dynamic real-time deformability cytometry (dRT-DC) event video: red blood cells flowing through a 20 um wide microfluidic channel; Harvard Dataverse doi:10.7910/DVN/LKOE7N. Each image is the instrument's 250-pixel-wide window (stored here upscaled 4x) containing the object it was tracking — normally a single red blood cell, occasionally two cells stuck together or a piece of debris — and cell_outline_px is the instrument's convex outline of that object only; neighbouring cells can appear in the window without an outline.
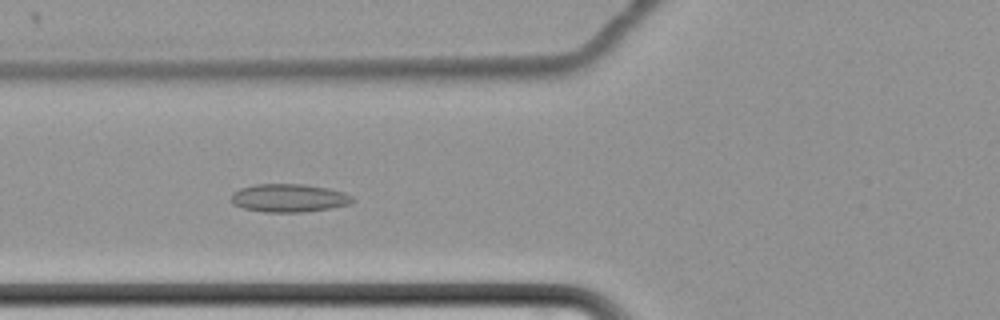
{"species": "common noctule bat (a hibernating species)", "species_latin": "Nyctalus noctula", "temperature_condition": "cold", "stored_images_in_passage": 67, "camera_frame_rate_fps": 3000, "um_per_image_px": 0.085, "animal": {"sex": "female", "body_mass_g": 22.7, "forearm_length_mm": 54.2}, "frame": {"image": 1, "passage_image": 30, "time_ms": 9.667, "image_size_px": [1000, 320], "cell_outline_px": [[356, 200], [348, 204], [328, 208], [304, 212], [264, 212], [244, 208], [232, 204], [232, 192], [240, 188], [256, 184], [304, 184], [328, 188], [344, 192], [352, 196]], "centroid_in_image_um": [24.55, 16.82], "position_along_channel_um": 101.2, "area_um2": 19.88}}
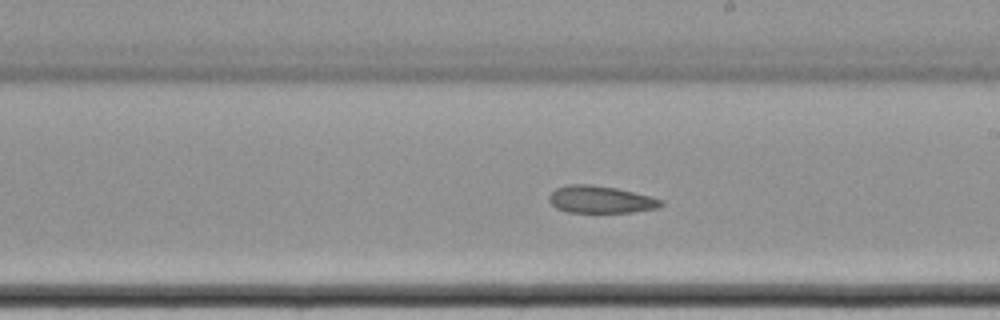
{"frame": {"image": 2, "passage_image": 42, "time_ms": 13.667, "image_size_px": [1000, 320], "cell_outline_px": [[664, 204], [656, 208], [632, 212], [568, 212], [556, 208], [548, 200], [548, 196], [556, 188], [568, 184], [592, 184], [616, 188], [664, 200]], "centroid_in_image_um": [51.02, 16.95], "position_along_channel_um": 238.0, "area_um2": 17.69}}
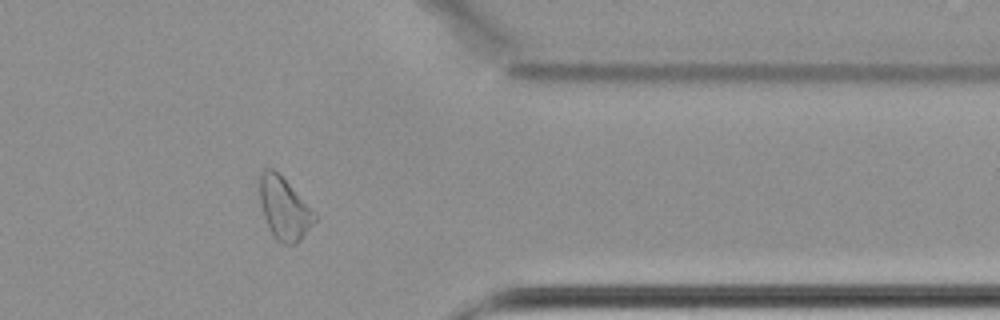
{"frame": {"image": 3, "passage_image": 56, "time_ms": 18.333, "image_size_px": [1000, 320], "cell_outline_px": [[316, 220], [300, 240], [296, 244], [284, 244], [276, 240], [272, 236], [264, 216], [260, 204], [256, 180], [260, 172], [264, 168], [272, 168], [316, 212]], "centroid_in_image_um": [24.1, 17.7], "position_along_channel_um": 387.3, "area_um2": 20.17}, "authors_computed_cell_mechanics": {"area_um2": 21.5594, "velocity_mm_per_s": 3.4206, "shape_relaxation_time_tau1_ms": null, "shape_relaxation_time_tau2_ms": 3.0833, "deformation_change_tau1": null, "deformation_change_tau2": 0.0922}}